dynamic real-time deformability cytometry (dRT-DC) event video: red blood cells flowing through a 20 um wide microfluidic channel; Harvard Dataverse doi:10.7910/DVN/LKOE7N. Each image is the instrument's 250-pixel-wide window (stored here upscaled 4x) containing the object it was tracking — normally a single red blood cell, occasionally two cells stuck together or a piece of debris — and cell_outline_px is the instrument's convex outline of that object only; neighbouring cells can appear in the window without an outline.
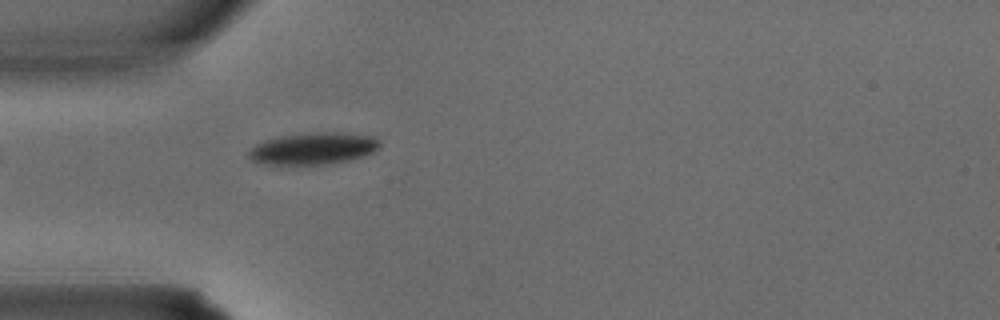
{"species": "common noctule bat (a hibernating species)", "species_latin": "Nyctalus noctula", "temperature_condition": "warm", "stored_images_in_passage": 3, "camera_frame_rate_fps": 3000, "um_per_image_px": 0.085, "animal": {"sex": "male", "body_mass_g": 15.6}, "frame": {"image": 1, "passage_image": 3, "time_ms": 0.667, "image_size_px": [1000, 320], "cell_outline_px": [[380, 148], [376, 152], [364, 156], [348, 160], [324, 164], [264, 164], [252, 160], [248, 156], [248, 152], [256, 144], [268, 140], [288, 136], [336, 132], [372, 136], [380, 140]], "centroid_in_image_um": [26.71, 12.65], "position_along_channel_um": 58.3, "area_um2": 23.64}}